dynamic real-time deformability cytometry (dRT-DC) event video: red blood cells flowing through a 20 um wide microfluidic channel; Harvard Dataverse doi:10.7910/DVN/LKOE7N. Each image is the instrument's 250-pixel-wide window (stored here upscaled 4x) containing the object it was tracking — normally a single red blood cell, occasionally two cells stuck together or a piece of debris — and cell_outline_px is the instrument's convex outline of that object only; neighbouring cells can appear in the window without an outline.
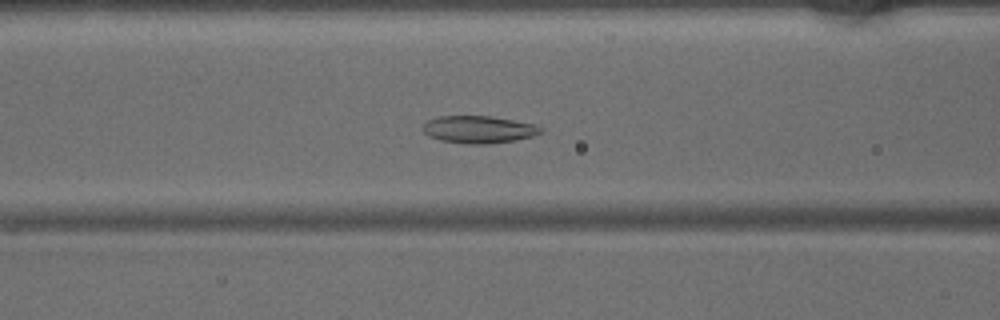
{"species": "common noctule bat (a hibernating species)", "species_latin": "Nyctalus noctula", "temperature_condition": "warm", "stored_images_in_passage": 43, "camera_frame_rate_fps": 3000, "um_per_image_px": 0.085, "animal": {"sex": "male", "body_mass_g": 15.6}, "frame": {"image": 1, "passage_image": 14, "time_ms": 4.333, "image_size_px": [1000, 320], "cell_outline_px": [[544, 132], [532, 136], [516, 140], [488, 144], [468, 144], [440, 140], [428, 136], [424, 132], [424, 124], [428, 120], [440, 116], [488, 116], [512, 120], [532, 124], [544, 128]], "centroid_in_image_um": [40.7, 11.01], "position_along_channel_um": 125.9, "area_um2": 18.67}}
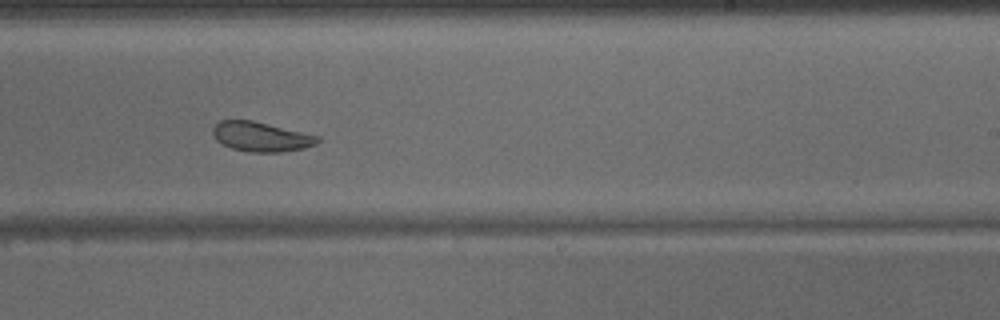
{"frame": {"image": 2, "passage_image": 24, "time_ms": 7.667, "image_size_px": [1000, 320], "cell_outline_px": [[320, 140], [316, 144], [304, 148], [280, 152], [248, 152], [232, 148], [216, 140], [212, 132], [212, 128], [220, 120], [252, 120], [320, 136]], "centroid_in_image_um": [22.19, 11.62], "position_along_channel_um": 266.8, "area_um2": 18.03}}
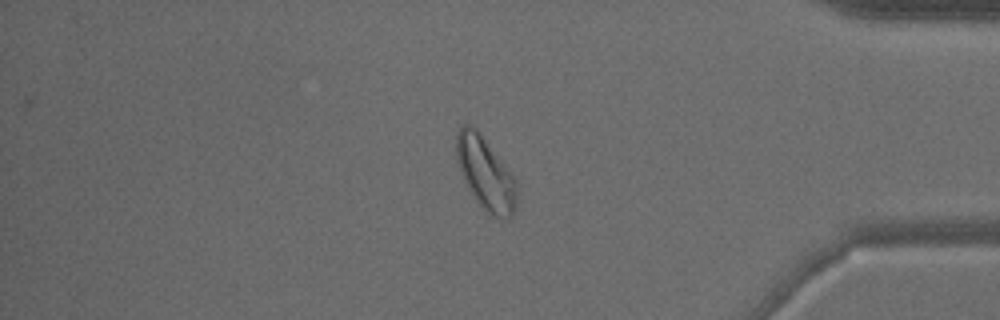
{"frame": {"image": 3, "passage_image": 35, "time_ms": 11.333, "image_size_px": [1000, 320], "cell_outline_px": [[516, 204], [512, 216], [508, 220], [500, 220], [492, 216], [476, 200], [468, 188], [464, 180], [456, 160], [456, 132], [460, 124], [468, 124], [476, 128], [480, 132], [512, 172], [516, 180]], "centroid_in_image_um": [41.27, 14.72], "position_along_channel_um": 393.9, "area_um2": 25.95}}